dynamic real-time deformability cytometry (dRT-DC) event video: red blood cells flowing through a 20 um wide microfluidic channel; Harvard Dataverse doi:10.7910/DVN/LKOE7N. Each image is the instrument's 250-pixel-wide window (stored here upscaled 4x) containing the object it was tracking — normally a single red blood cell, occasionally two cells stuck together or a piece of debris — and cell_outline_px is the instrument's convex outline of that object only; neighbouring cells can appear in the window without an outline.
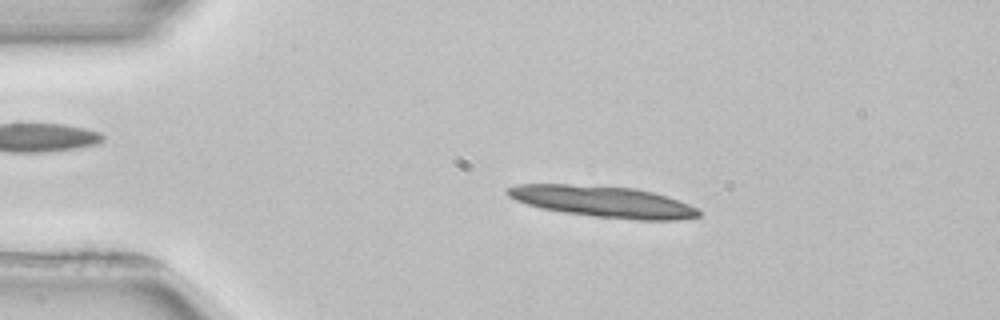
{"species": "common noctule bat (a hibernating species)", "species_latin": "Nyctalus noctula", "temperature_condition": "room temperature", "stored_images_in_passage": 19, "camera_frame_rate_fps": 3000, "um_per_image_px": 0.085, "animal": {"sex": "female", "body_mass_g": 22.7, "forearm_length_mm": 54.2}, "frame": {"image": 1, "passage_image": 9, "time_ms": 2.667, "image_size_px": [1000, 320], "cell_outline_px": [[700, 216], [676, 220], [636, 220], [596, 216], [564, 212], [540, 208], [516, 200], [508, 196], [504, 192], [504, 188], [520, 184], [568, 184], [636, 188], [652, 192], [688, 204], [696, 208], [700, 212]], "centroid_in_image_um": [51.21, 17.13], "position_along_channel_um": 33.8, "area_um2": 34.56}}